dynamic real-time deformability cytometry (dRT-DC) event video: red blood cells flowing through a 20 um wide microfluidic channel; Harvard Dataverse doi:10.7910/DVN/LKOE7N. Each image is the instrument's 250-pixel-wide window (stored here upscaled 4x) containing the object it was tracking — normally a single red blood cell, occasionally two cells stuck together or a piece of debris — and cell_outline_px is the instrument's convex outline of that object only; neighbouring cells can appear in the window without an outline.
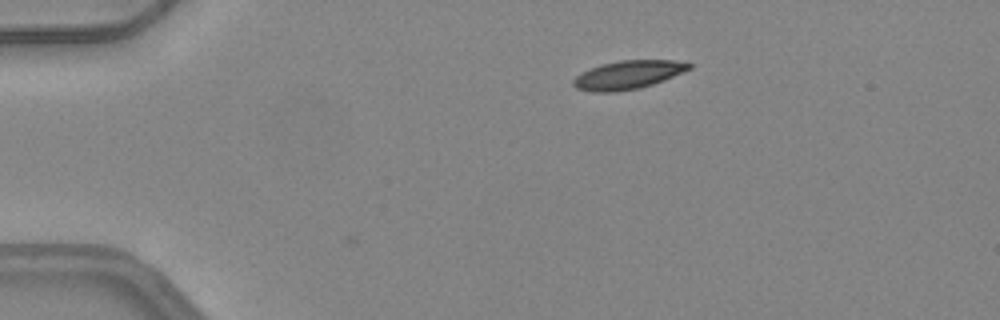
{"species": "common noctule bat (a hibernating species)", "species_latin": "Nyctalus noctula", "temperature_condition": "warm", "stored_images_in_passage": 3, "camera_frame_rate_fps": 3000, "um_per_image_px": 0.085, "animal": {"sex": "female", "body_mass_g": 24.6, "forearm_length_mm": 56.2}, "frame": {"image": 1, "passage_image": 3, "time_ms": 0.667, "image_size_px": [1000, 320], "cell_outline_px": [[692, 68], [664, 80], [640, 88], [616, 92], [592, 92], [576, 88], [572, 84], [572, 80], [576, 76], [600, 64], [620, 60], [672, 60], [692, 64]], "centroid_in_image_um": [53.37, 6.37], "position_along_channel_um": 31.6, "area_um2": 19.13}}